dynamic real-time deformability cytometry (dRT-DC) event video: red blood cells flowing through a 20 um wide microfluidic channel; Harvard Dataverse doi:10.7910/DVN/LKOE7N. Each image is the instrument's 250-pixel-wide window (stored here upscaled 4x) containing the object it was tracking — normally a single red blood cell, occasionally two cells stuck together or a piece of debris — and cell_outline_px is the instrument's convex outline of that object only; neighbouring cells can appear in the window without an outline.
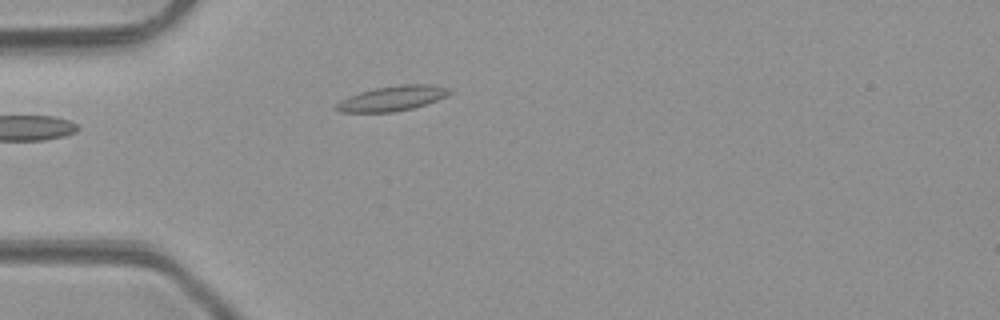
{"species": "common noctule bat (a hibernating species)", "species_latin": "Nyctalus noctula", "temperature_condition": "room temperature", "stored_images_in_passage": 5, "camera_frame_rate_fps": 3000, "um_per_image_px": 0.085, "animal": {"sex": "male", "body_mass_g": 23.1, "forearm_length_mm": 52.7}, "frame": {"image": 1, "passage_image": 5, "time_ms": 4.667, "image_size_px": [1000, 320], "cell_outline_px": [[452, 92], [436, 100], [412, 108], [392, 112], [340, 112], [332, 108], [340, 100], [348, 96], [360, 92], [376, 88], [400, 84], [432, 84], [452, 88]], "centroid_in_image_um": [33.32, 8.35], "position_along_channel_um": 51.7, "area_um2": 16.47}}